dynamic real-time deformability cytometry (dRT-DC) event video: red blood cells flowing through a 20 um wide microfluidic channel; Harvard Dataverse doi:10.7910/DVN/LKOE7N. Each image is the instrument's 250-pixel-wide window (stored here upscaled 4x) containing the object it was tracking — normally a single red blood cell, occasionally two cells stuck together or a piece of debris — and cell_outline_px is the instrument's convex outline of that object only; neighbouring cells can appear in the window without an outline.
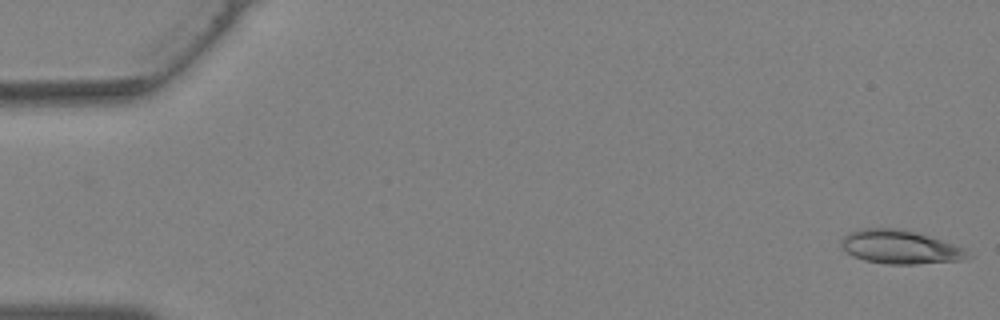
{"species": "Egyptian fruit bat (a non-hibernating species)", "species_latin": "Rousettus aegyptiacus", "temperature_condition": "warm", "stored_images_in_passage": 39, "camera_frame_rate_fps": 3000, "um_per_image_px": 0.085, "animal": {"sex": "female"}, "frame": {"image": 1, "passage_image": 1, "time_ms": 0.0, "image_size_px": [1000, 320], "cell_outline_px": [[972, 256], [964, 260], [916, 264], [888, 264], [864, 260], [852, 256], [840, 244], [840, 240], [848, 232], [864, 228], [896, 228], [928, 236], [968, 248]], "centroid_in_image_um": [76.55, 21.01], "position_along_channel_um": 8.5, "area_um2": 24.85}}
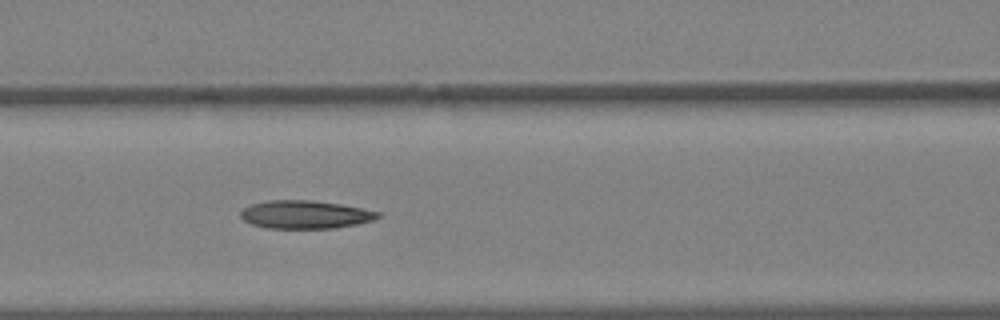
{"frame": {"image": 2, "passage_image": 17, "time_ms": 5.333, "image_size_px": [1000, 320], "cell_outline_px": [[384, 212], [380, 216], [372, 220], [356, 224], [336, 228], [264, 228], [252, 224], [244, 220], [240, 216], [240, 212], [244, 208], [252, 204], [268, 200], [312, 200], [340, 204], [364, 208]], "centroid_in_image_um": [25.97, 18.23], "position_along_channel_um": 140.6, "area_um2": 22.6}}
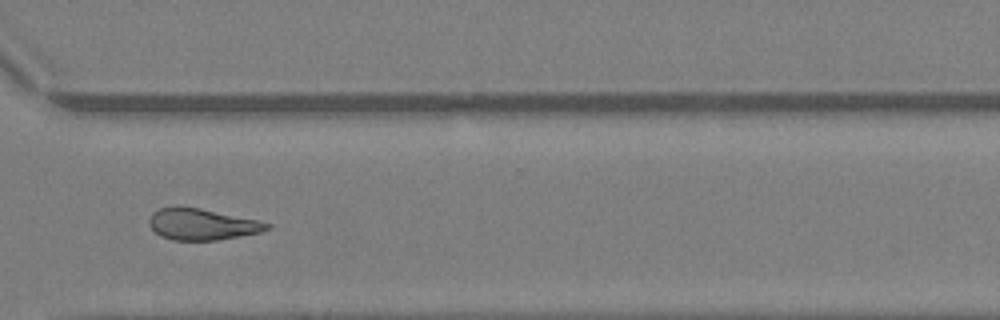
{"frame": {"image": 3, "passage_image": 29, "time_ms": 9.333, "image_size_px": [1000, 320], "cell_outline_px": [[272, 228], [260, 232], [216, 240], [172, 240], [160, 236], [148, 224], [148, 220], [152, 212], [160, 208], [176, 204], [200, 208], [256, 220], [272, 224]], "centroid_in_image_um": [17.11, 19.04], "position_along_channel_um": 353.5, "area_um2": 21.68}}